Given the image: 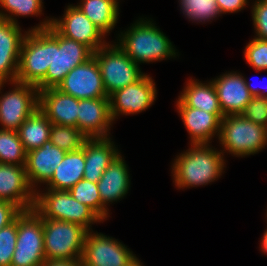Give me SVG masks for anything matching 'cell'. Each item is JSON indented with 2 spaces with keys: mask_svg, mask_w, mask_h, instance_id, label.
<instances>
[{
  "mask_svg": "<svg viewBox=\"0 0 267 266\" xmlns=\"http://www.w3.org/2000/svg\"><path fill=\"white\" fill-rule=\"evenodd\" d=\"M211 145L190 144L189 149L173 159L171 175L176 189L206 186L221 178L227 159L221 150Z\"/></svg>",
  "mask_w": 267,
  "mask_h": 266,
  "instance_id": "6da1fadb",
  "label": "cell"
},
{
  "mask_svg": "<svg viewBox=\"0 0 267 266\" xmlns=\"http://www.w3.org/2000/svg\"><path fill=\"white\" fill-rule=\"evenodd\" d=\"M115 43L138 65L179 58V51L152 18L139 17Z\"/></svg>",
  "mask_w": 267,
  "mask_h": 266,
  "instance_id": "7a4b0ae2",
  "label": "cell"
},
{
  "mask_svg": "<svg viewBox=\"0 0 267 266\" xmlns=\"http://www.w3.org/2000/svg\"><path fill=\"white\" fill-rule=\"evenodd\" d=\"M52 17L28 28L20 51L16 81L37 86L52 63Z\"/></svg>",
  "mask_w": 267,
  "mask_h": 266,
  "instance_id": "3957f363",
  "label": "cell"
},
{
  "mask_svg": "<svg viewBox=\"0 0 267 266\" xmlns=\"http://www.w3.org/2000/svg\"><path fill=\"white\" fill-rule=\"evenodd\" d=\"M218 142L224 156L249 157L267 146V128L251 122L241 114L225 115L221 120Z\"/></svg>",
  "mask_w": 267,
  "mask_h": 266,
  "instance_id": "277c9868",
  "label": "cell"
},
{
  "mask_svg": "<svg viewBox=\"0 0 267 266\" xmlns=\"http://www.w3.org/2000/svg\"><path fill=\"white\" fill-rule=\"evenodd\" d=\"M34 209L42 219L73 222L92 231V225L104 221L87 205L73 198L68 191L39 188L35 193Z\"/></svg>",
  "mask_w": 267,
  "mask_h": 266,
  "instance_id": "5b68a950",
  "label": "cell"
},
{
  "mask_svg": "<svg viewBox=\"0 0 267 266\" xmlns=\"http://www.w3.org/2000/svg\"><path fill=\"white\" fill-rule=\"evenodd\" d=\"M88 231L73 222L43 219L46 261L80 260Z\"/></svg>",
  "mask_w": 267,
  "mask_h": 266,
  "instance_id": "8992f818",
  "label": "cell"
},
{
  "mask_svg": "<svg viewBox=\"0 0 267 266\" xmlns=\"http://www.w3.org/2000/svg\"><path fill=\"white\" fill-rule=\"evenodd\" d=\"M109 97L116 90L133 84L146 73L116 43L109 41L93 53Z\"/></svg>",
  "mask_w": 267,
  "mask_h": 266,
  "instance_id": "52a82bcc",
  "label": "cell"
},
{
  "mask_svg": "<svg viewBox=\"0 0 267 266\" xmlns=\"http://www.w3.org/2000/svg\"><path fill=\"white\" fill-rule=\"evenodd\" d=\"M44 253L43 219L35 210L17 215V241L10 266H42Z\"/></svg>",
  "mask_w": 267,
  "mask_h": 266,
  "instance_id": "ba28073f",
  "label": "cell"
},
{
  "mask_svg": "<svg viewBox=\"0 0 267 266\" xmlns=\"http://www.w3.org/2000/svg\"><path fill=\"white\" fill-rule=\"evenodd\" d=\"M93 52L84 44L62 36L52 26V63L37 89L57 88L64 77L76 66L85 63Z\"/></svg>",
  "mask_w": 267,
  "mask_h": 266,
  "instance_id": "9c48e42d",
  "label": "cell"
},
{
  "mask_svg": "<svg viewBox=\"0 0 267 266\" xmlns=\"http://www.w3.org/2000/svg\"><path fill=\"white\" fill-rule=\"evenodd\" d=\"M6 84L12 87L4 93L2 89ZM0 94V129L18 131L39 108V90L35 85L17 81L0 82Z\"/></svg>",
  "mask_w": 267,
  "mask_h": 266,
  "instance_id": "30bf717a",
  "label": "cell"
},
{
  "mask_svg": "<svg viewBox=\"0 0 267 266\" xmlns=\"http://www.w3.org/2000/svg\"><path fill=\"white\" fill-rule=\"evenodd\" d=\"M135 257L123 242L92 230L86 233L80 260L83 266H128Z\"/></svg>",
  "mask_w": 267,
  "mask_h": 266,
  "instance_id": "8fae6325",
  "label": "cell"
},
{
  "mask_svg": "<svg viewBox=\"0 0 267 266\" xmlns=\"http://www.w3.org/2000/svg\"><path fill=\"white\" fill-rule=\"evenodd\" d=\"M157 92L156 83L148 73L135 83L116 90L109 96L114 123L120 115L140 114L149 109L156 101Z\"/></svg>",
  "mask_w": 267,
  "mask_h": 266,
  "instance_id": "7c38bea8",
  "label": "cell"
},
{
  "mask_svg": "<svg viewBox=\"0 0 267 266\" xmlns=\"http://www.w3.org/2000/svg\"><path fill=\"white\" fill-rule=\"evenodd\" d=\"M51 25L62 36L84 44L93 53L108 43L107 36L75 4L67 5L62 17H52Z\"/></svg>",
  "mask_w": 267,
  "mask_h": 266,
  "instance_id": "4fadbf2b",
  "label": "cell"
},
{
  "mask_svg": "<svg viewBox=\"0 0 267 266\" xmlns=\"http://www.w3.org/2000/svg\"><path fill=\"white\" fill-rule=\"evenodd\" d=\"M57 89L79 100L108 97L94 56L68 72Z\"/></svg>",
  "mask_w": 267,
  "mask_h": 266,
  "instance_id": "5bb4252c",
  "label": "cell"
},
{
  "mask_svg": "<svg viewBox=\"0 0 267 266\" xmlns=\"http://www.w3.org/2000/svg\"><path fill=\"white\" fill-rule=\"evenodd\" d=\"M129 166L121 152L110 163L97 182L100 198L102 201V220L106 221L110 217L109 206L119 202L129 193L131 178Z\"/></svg>",
  "mask_w": 267,
  "mask_h": 266,
  "instance_id": "9a60e30c",
  "label": "cell"
},
{
  "mask_svg": "<svg viewBox=\"0 0 267 266\" xmlns=\"http://www.w3.org/2000/svg\"><path fill=\"white\" fill-rule=\"evenodd\" d=\"M114 121L109 97L78 99V129L88 138L111 137Z\"/></svg>",
  "mask_w": 267,
  "mask_h": 266,
  "instance_id": "2e32d148",
  "label": "cell"
},
{
  "mask_svg": "<svg viewBox=\"0 0 267 266\" xmlns=\"http://www.w3.org/2000/svg\"><path fill=\"white\" fill-rule=\"evenodd\" d=\"M35 193L25 165L0 163V200L10 201L21 210H30L34 209Z\"/></svg>",
  "mask_w": 267,
  "mask_h": 266,
  "instance_id": "e0dca14e",
  "label": "cell"
},
{
  "mask_svg": "<svg viewBox=\"0 0 267 266\" xmlns=\"http://www.w3.org/2000/svg\"><path fill=\"white\" fill-rule=\"evenodd\" d=\"M26 30L24 32L20 25L0 18V82L16 81Z\"/></svg>",
  "mask_w": 267,
  "mask_h": 266,
  "instance_id": "ac0fdd59",
  "label": "cell"
},
{
  "mask_svg": "<svg viewBox=\"0 0 267 266\" xmlns=\"http://www.w3.org/2000/svg\"><path fill=\"white\" fill-rule=\"evenodd\" d=\"M218 96L223 115L241 114L253 97L240 72L229 71L211 79Z\"/></svg>",
  "mask_w": 267,
  "mask_h": 266,
  "instance_id": "d6986e66",
  "label": "cell"
},
{
  "mask_svg": "<svg viewBox=\"0 0 267 266\" xmlns=\"http://www.w3.org/2000/svg\"><path fill=\"white\" fill-rule=\"evenodd\" d=\"M67 152L53 145L50 140L42 147L27 152L25 170L35 192L51 179L55 169ZM40 185V186H39Z\"/></svg>",
  "mask_w": 267,
  "mask_h": 266,
  "instance_id": "ffe728a7",
  "label": "cell"
},
{
  "mask_svg": "<svg viewBox=\"0 0 267 266\" xmlns=\"http://www.w3.org/2000/svg\"><path fill=\"white\" fill-rule=\"evenodd\" d=\"M176 109L189 135V144L212 143L215 137L218 140L223 113H208L192 107Z\"/></svg>",
  "mask_w": 267,
  "mask_h": 266,
  "instance_id": "44dd1931",
  "label": "cell"
},
{
  "mask_svg": "<svg viewBox=\"0 0 267 266\" xmlns=\"http://www.w3.org/2000/svg\"><path fill=\"white\" fill-rule=\"evenodd\" d=\"M39 108L52 124L78 128V99L57 88L39 91Z\"/></svg>",
  "mask_w": 267,
  "mask_h": 266,
  "instance_id": "7402d4cb",
  "label": "cell"
},
{
  "mask_svg": "<svg viewBox=\"0 0 267 266\" xmlns=\"http://www.w3.org/2000/svg\"><path fill=\"white\" fill-rule=\"evenodd\" d=\"M108 138H88L84 142V179L97 183L114 158L121 152Z\"/></svg>",
  "mask_w": 267,
  "mask_h": 266,
  "instance_id": "603a6c76",
  "label": "cell"
},
{
  "mask_svg": "<svg viewBox=\"0 0 267 266\" xmlns=\"http://www.w3.org/2000/svg\"><path fill=\"white\" fill-rule=\"evenodd\" d=\"M186 81L182 92L180 91L176 99V107H192L208 113H223L212 80L202 82L189 77Z\"/></svg>",
  "mask_w": 267,
  "mask_h": 266,
  "instance_id": "cb8c5ba5",
  "label": "cell"
},
{
  "mask_svg": "<svg viewBox=\"0 0 267 266\" xmlns=\"http://www.w3.org/2000/svg\"><path fill=\"white\" fill-rule=\"evenodd\" d=\"M84 144L80 150L67 152L56 167L51 179L45 184V189L65 190L71 189L84 177Z\"/></svg>",
  "mask_w": 267,
  "mask_h": 266,
  "instance_id": "d4e9b609",
  "label": "cell"
},
{
  "mask_svg": "<svg viewBox=\"0 0 267 266\" xmlns=\"http://www.w3.org/2000/svg\"><path fill=\"white\" fill-rule=\"evenodd\" d=\"M120 0H80L77 7L106 36H109L118 23Z\"/></svg>",
  "mask_w": 267,
  "mask_h": 266,
  "instance_id": "484cf974",
  "label": "cell"
},
{
  "mask_svg": "<svg viewBox=\"0 0 267 266\" xmlns=\"http://www.w3.org/2000/svg\"><path fill=\"white\" fill-rule=\"evenodd\" d=\"M52 123L45 113L37 108L17 131L26 152L42 147L49 141Z\"/></svg>",
  "mask_w": 267,
  "mask_h": 266,
  "instance_id": "4316f807",
  "label": "cell"
},
{
  "mask_svg": "<svg viewBox=\"0 0 267 266\" xmlns=\"http://www.w3.org/2000/svg\"><path fill=\"white\" fill-rule=\"evenodd\" d=\"M178 3L185 18L192 23H212L222 16L213 0H178Z\"/></svg>",
  "mask_w": 267,
  "mask_h": 266,
  "instance_id": "83f0119b",
  "label": "cell"
},
{
  "mask_svg": "<svg viewBox=\"0 0 267 266\" xmlns=\"http://www.w3.org/2000/svg\"><path fill=\"white\" fill-rule=\"evenodd\" d=\"M43 4V0H0V18L19 25L16 17L42 16Z\"/></svg>",
  "mask_w": 267,
  "mask_h": 266,
  "instance_id": "f1b7e54d",
  "label": "cell"
},
{
  "mask_svg": "<svg viewBox=\"0 0 267 266\" xmlns=\"http://www.w3.org/2000/svg\"><path fill=\"white\" fill-rule=\"evenodd\" d=\"M26 156L18 132L0 129V163L25 165Z\"/></svg>",
  "mask_w": 267,
  "mask_h": 266,
  "instance_id": "f546056e",
  "label": "cell"
},
{
  "mask_svg": "<svg viewBox=\"0 0 267 266\" xmlns=\"http://www.w3.org/2000/svg\"><path fill=\"white\" fill-rule=\"evenodd\" d=\"M88 139L77 127L52 124L50 142L66 152L80 150Z\"/></svg>",
  "mask_w": 267,
  "mask_h": 266,
  "instance_id": "4dcf8cb0",
  "label": "cell"
},
{
  "mask_svg": "<svg viewBox=\"0 0 267 266\" xmlns=\"http://www.w3.org/2000/svg\"><path fill=\"white\" fill-rule=\"evenodd\" d=\"M68 192L77 201L90 207L102 219V201L97 183L83 178Z\"/></svg>",
  "mask_w": 267,
  "mask_h": 266,
  "instance_id": "1f68e13d",
  "label": "cell"
},
{
  "mask_svg": "<svg viewBox=\"0 0 267 266\" xmlns=\"http://www.w3.org/2000/svg\"><path fill=\"white\" fill-rule=\"evenodd\" d=\"M243 54L246 63L256 72L267 71V40L252 38Z\"/></svg>",
  "mask_w": 267,
  "mask_h": 266,
  "instance_id": "d6a6232c",
  "label": "cell"
},
{
  "mask_svg": "<svg viewBox=\"0 0 267 266\" xmlns=\"http://www.w3.org/2000/svg\"><path fill=\"white\" fill-rule=\"evenodd\" d=\"M17 241V216L8 226L0 229V266H10Z\"/></svg>",
  "mask_w": 267,
  "mask_h": 266,
  "instance_id": "836d02e7",
  "label": "cell"
},
{
  "mask_svg": "<svg viewBox=\"0 0 267 266\" xmlns=\"http://www.w3.org/2000/svg\"><path fill=\"white\" fill-rule=\"evenodd\" d=\"M251 3L254 37L267 40V0H255Z\"/></svg>",
  "mask_w": 267,
  "mask_h": 266,
  "instance_id": "e575fe53",
  "label": "cell"
},
{
  "mask_svg": "<svg viewBox=\"0 0 267 266\" xmlns=\"http://www.w3.org/2000/svg\"><path fill=\"white\" fill-rule=\"evenodd\" d=\"M241 115L267 128V98L252 97Z\"/></svg>",
  "mask_w": 267,
  "mask_h": 266,
  "instance_id": "d590c367",
  "label": "cell"
},
{
  "mask_svg": "<svg viewBox=\"0 0 267 266\" xmlns=\"http://www.w3.org/2000/svg\"><path fill=\"white\" fill-rule=\"evenodd\" d=\"M21 211L14 203L0 200V229L12 223Z\"/></svg>",
  "mask_w": 267,
  "mask_h": 266,
  "instance_id": "8d00e7d4",
  "label": "cell"
},
{
  "mask_svg": "<svg viewBox=\"0 0 267 266\" xmlns=\"http://www.w3.org/2000/svg\"><path fill=\"white\" fill-rule=\"evenodd\" d=\"M222 15L238 13L248 7L249 0H215Z\"/></svg>",
  "mask_w": 267,
  "mask_h": 266,
  "instance_id": "74e56055",
  "label": "cell"
},
{
  "mask_svg": "<svg viewBox=\"0 0 267 266\" xmlns=\"http://www.w3.org/2000/svg\"><path fill=\"white\" fill-rule=\"evenodd\" d=\"M244 77V81H245V84H246V87L248 88L250 94L253 96V97H260V98H267V85L264 87V86H256V85H252L253 83L252 82H249L247 80V78L245 77V75L243 76ZM263 81V80H262ZM263 89H265V91H263Z\"/></svg>",
  "mask_w": 267,
  "mask_h": 266,
  "instance_id": "f35d334b",
  "label": "cell"
},
{
  "mask_svg": "<svg viewBox=\"0 0 267 266\" xmlns=\"http://www.w3.org/2000/svg\"><path fill=\"white\" fill-rule=\"evenodd\" d=\"M42 266H83L81 260L76 261H46Z\"/></svg>",
  "mask_w": 267,
  "mask_h": 266,
  "instance_id": "ab89813d",
  "label": "cell"
},
{
  "mask_svg": "<svg viewBox=\"0 0 267 266\" xmlns=\"http://www.w3.org/2000/svg\"><path fill=\"white\" fill-rule=\"evenodd\" d=\"M266 215V217L265 218H267V213L265 214ZM266 221H267V219H266ZM267 223V222H266ZM260 247V249L259 250H261L262 251V253H264V254H266L267 255V227H266V229L264 230V232H263V235H262V237H261V240H260V245H259Z\"/></svg>",
  "mask_w": 267,
  "mask_h": 266,
  "instance_id": "60d3db41",
  "label": "cell"
},
{
  "mask_svg": "<svg viewBox=\"0 0 267 266\" xmlns=\"http://www.w3.org/2000/svg\"><path fill=\"white\" fill-rule=\"evenodd\" d=\"M128 266H144V264L141 262V260L136 256Z\"/></svg>",
  "mask_w": 267,
  "mask_h": 266,
  "instance_id": "b9f144b4",
  "label": "cell"
}]
</instances>
